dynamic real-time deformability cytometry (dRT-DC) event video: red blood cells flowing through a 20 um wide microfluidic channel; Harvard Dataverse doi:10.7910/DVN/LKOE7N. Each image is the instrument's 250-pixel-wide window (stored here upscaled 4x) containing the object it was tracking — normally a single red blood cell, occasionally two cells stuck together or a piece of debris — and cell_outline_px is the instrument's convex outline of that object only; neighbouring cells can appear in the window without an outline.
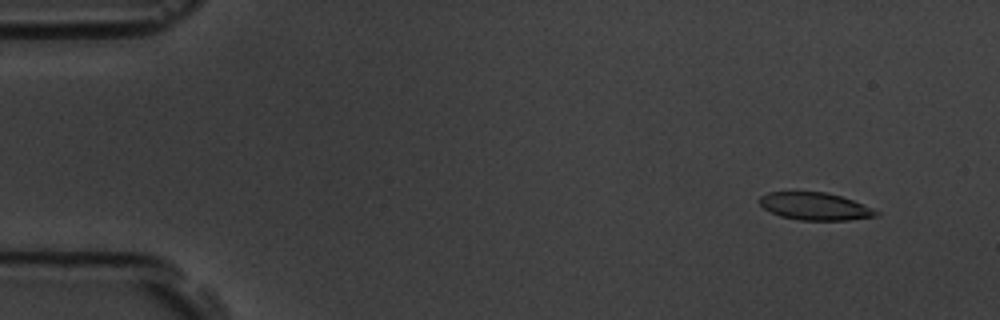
{"species": "common noctule bat (a hibernating species)", "species_latin": "Nyctalus noctula", "temperature_condition": "room temperature", "stored_images_in_passage": 9, "camera_frame_rate_fps": 3000, "um_per_image_px": 0.085, "animal": {"sex": "male", "body_mass_g": 19.5, "forearm_length_mm": 54.6}, "frame": {"image": 1, "passage_image": 1, "time_ms": 0.0, "image_size_px": [1000, 320], "cell_outline_px": [[880, 212], [876, 216], [848, 220], [800, 220], [780, 216], [764, 208], [760, 204], [760, 196], [768, 192], [824, 192], [840, 196], [852, 200], [872, 208]], "centroid_in_image_um": [69.27, 17.54], "position_along_channel_um": 15.7, "area_um2": 18.44}}
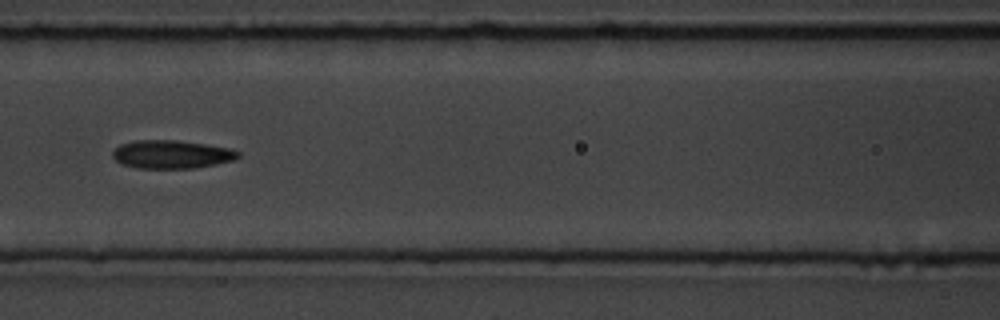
{"frame": {"image": 2, "passage_image": 7, "time_ms": 6.667, "image_size_px": [1000, 320], "cell_outline_px": [[240, 156], [232, 160], [216, 164], [192, 168], [140, 168], [120, 164], [112, 156], [112, 152], [120, 144], [132, 140], [176, 140], [204, 144], [228, 148], [240, 152]], "centroid_in_image_um": [14.54, 13.11], "position_along_channel_um": 152.1, "area_um2": 20.58}}
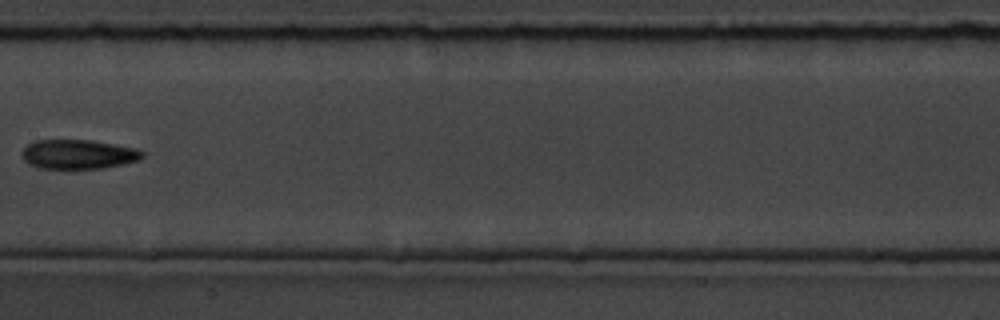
{"frame": {"image": 3, "passage_image": 8, "time_ms": 8.0, "image_size_px": [1000, 320], "cell_outline_px": [[144, 156], [140, 160], [124, 164], [104, 168], [40, 168], [28, 164], [24, 160], [20, 152], [28, 144], [36, 140], [92, 140], [136, 148], [144, 152]], "centroid_in_image_um": [6.67, 13.11], "position_along_channel_um": 200.7, "area_um2": 20.69}}